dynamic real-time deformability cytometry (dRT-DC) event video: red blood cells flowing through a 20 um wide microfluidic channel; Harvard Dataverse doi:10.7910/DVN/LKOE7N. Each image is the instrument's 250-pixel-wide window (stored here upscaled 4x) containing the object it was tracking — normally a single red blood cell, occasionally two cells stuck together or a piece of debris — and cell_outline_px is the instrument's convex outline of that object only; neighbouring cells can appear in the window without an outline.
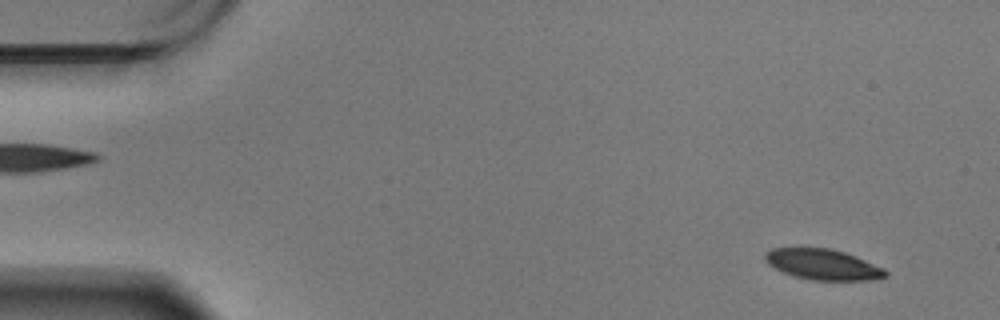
{"species": "Egyptian fruit bat (a non-hibernating species)", "species_latin": "Rousettus aegyptiacus", "temperature_condition": "warm", "stored_images_in_passage": 59, "camera_frame_rate_fps": 3000, "um_per_image_px": 0.085, "animal": {"sex": "male"}, "frame": {"image": 1, "passage_image": 4, "time_ms": 1.0, "image_size_px": [1000, 320], "cell_outline_px": [[888, 276], [872, 280], [812, 280], [796, 276], [784, 272], [768, 264], [764, 260], [764, 252], [772, 248], [800, 244], [832, 248], [856, 256], [884, 268], [888, 272]], "centroid_in_image_um": [69.89, 22.41], "position_along_channel_um": 15.1, "area_um2": 22.37}}
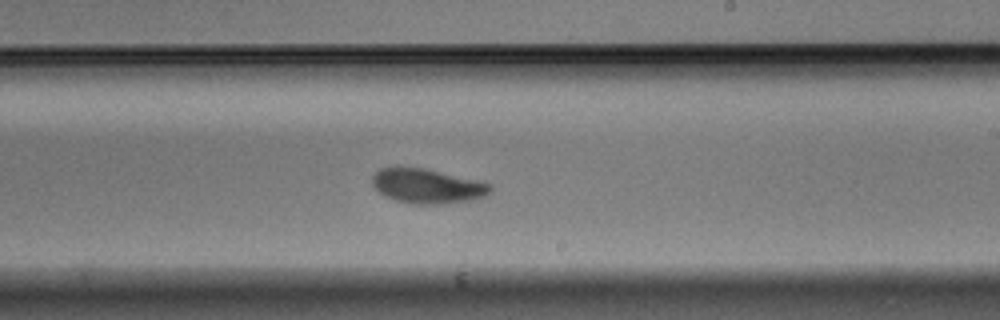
{"frame": {"image": 2, "passage_image": 35, "time_ms": 11.333, "image_size_px": [1000, 320], "cell_outline_px": [[492, 192], [484, 196], [472, 200], [440, 204], [412, 204], [396, 200], [384, 196], [372, 184], [372, 176], [380, 168], [396, 164], [424, 168], [476, 180], [492, 184]], "centroid_in_image_um": [36.28, 15.79], "position_along_channel_um": 252.7, "area_um2": 24.22}}
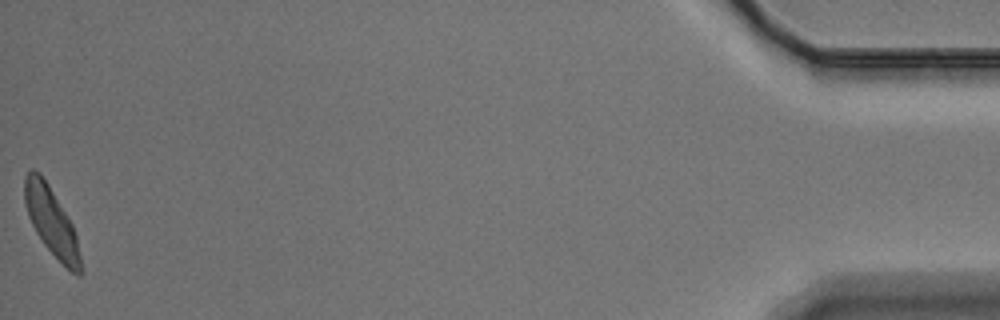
{"frame": {"image": 3, "passage_image": 59, "time_ms": 19.333, "image_size_px": [1000, 320], "cell_outline_px": [[84, 272], [80, 276], [76, 276], [44, 244], [36, 232], [28, 216], [24, 200], [24, 176], [32, 168], [40, 172], [48, 184], [72, 224], [76, 236]], "centroid_in_image_um": [4.38, 18.83], "position_along_channel_um": 430.8, "area_um2": 21.96}, "authors_computed_cell_mechanics": {"area_um2": 23.2934, "velocity_mm_per_s": 3.4115, "shape_relaxation_time_tau1_ms": 2.3676, "shape_relaxation_time_tau2_ms": 1.5825, "deformation_change_tau1": 0.1321, "deformation_change_tau2": 0.061}}